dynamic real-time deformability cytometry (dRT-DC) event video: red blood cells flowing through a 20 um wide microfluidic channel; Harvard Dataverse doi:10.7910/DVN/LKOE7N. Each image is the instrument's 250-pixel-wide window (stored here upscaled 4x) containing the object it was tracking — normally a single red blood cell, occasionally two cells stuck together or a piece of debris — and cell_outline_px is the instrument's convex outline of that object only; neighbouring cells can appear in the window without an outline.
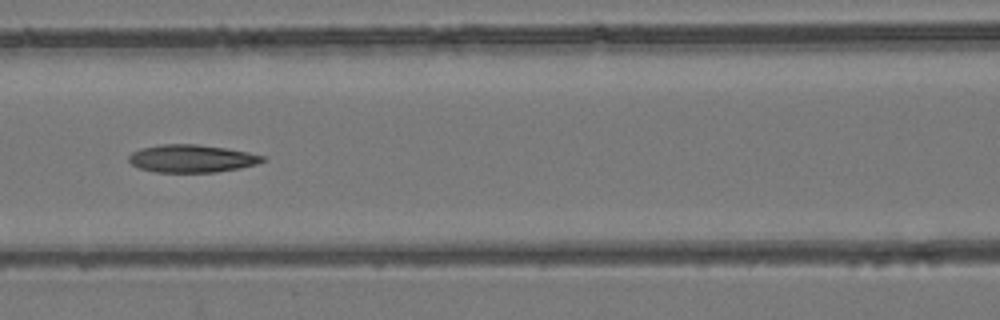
{"species": "common noctule bat (a hibernating species)", "species_latin": "Nyctalus noctula", "temperature_condition": "room temperature", "stored_images_in_passage": 18, "camera_frame_rate_fps": 3000, "um_per_image_px": 0.085, "animal": {"sex": "female", "body_mass_g": 24.6, "forearm_length_mm": 56.2}, "frame": {"image": 1, "passage_image": 15, "time_ms": 4.667, "image_size_px": [1000, 320], "cell_outline_px": [[268, 160], [256, 164], [240, 168], [216, 172], [152, 172], [140, 168], [132, 164], [128, 160], [128, 156], [132, 152], [140, 148], [160, 144], [196, 144], [224, 148], [248, 152], [264, 156]], "centroid_in_image_um": [16.29, 13.47], "position_along_channel_um": 150.3, "area_um2": 21.68}}
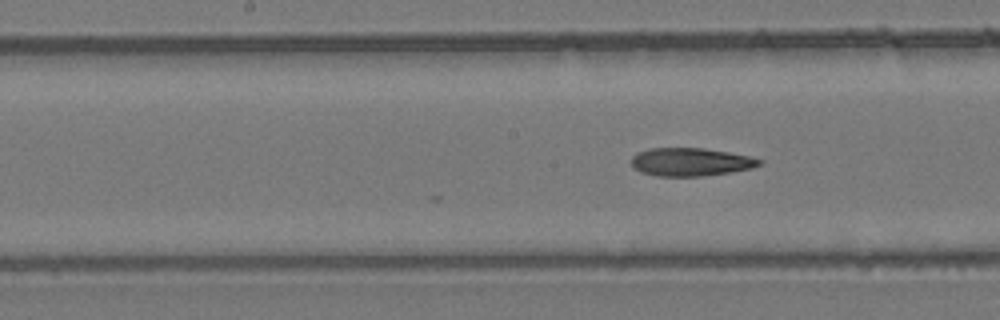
{"frame": {"image": 2, "passage_image": 18, "time_ms": 5.667, "image_size_px": [1000, 320], "cell_outline_px": [[764, 160], [760, 164], [752, 168], [728, 172], [700, 176], [656, 176], [640, 172], [632, 164], [632, 156], [636, 152], [648, 148], [704, 148], [728, 152], [748, 156]], "centroid_in_image_um": [58.67, 13.76], "position_along_channel_um": 189.5, "area_um2": 20.87}}